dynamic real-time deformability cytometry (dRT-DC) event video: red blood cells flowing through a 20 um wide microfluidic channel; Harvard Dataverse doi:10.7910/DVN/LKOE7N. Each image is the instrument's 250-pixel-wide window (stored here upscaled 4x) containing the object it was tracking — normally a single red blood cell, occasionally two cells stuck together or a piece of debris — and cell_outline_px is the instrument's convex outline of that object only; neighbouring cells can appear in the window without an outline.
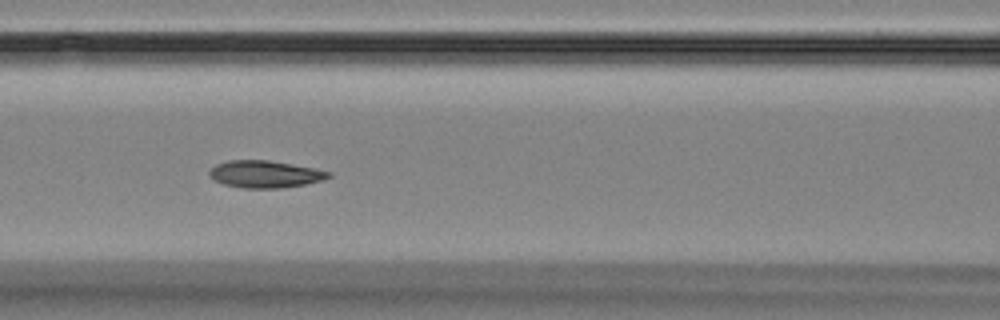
{"species": "Egyptian fruit bat (a non-hibernating species)", "species_latin": "Rousettus aegyptiacus", "temperature_condition": "room temperature", "stored_images_in_passage": 7, "camera_frame_rate_fps": 3000, "um_per_image_px": 0.085, "animal": {"sex": "female"}, "frame": {"image": 1, "passage_image": 6, "time_ms": 5.667, "image_size_px": [1000, 320], "cell_outline_px": [[332, 176], [324, 180], [304, 184], [280, 188], [244, 188], [224, 184], [216, 180], [208, 172], [216, 164], [228, 160], [268, 160], [316, 168], [332, 172]], "centroid_in_image_um": [22.58, 14.79], "position_along_channel_um": 144.0, "area_um2": 18.79}}
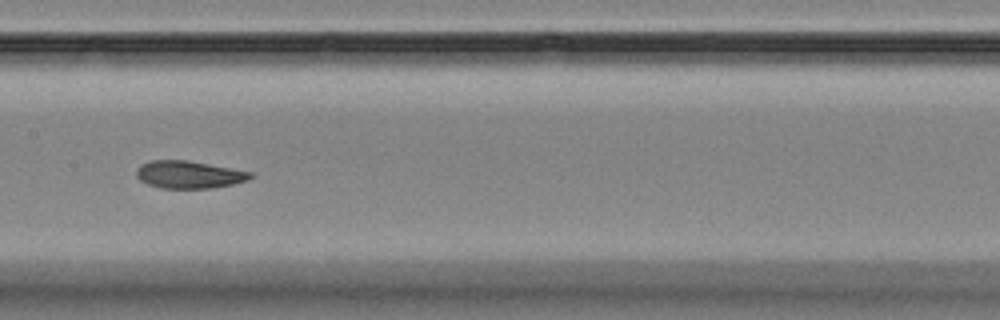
{"frame": {"image": 2, "passage_image": 7, "time_ms": 7.0, "image_size_px": [1000, 320], "cell_outline_px": [[252, 176], [248, 180], [232, 184], [212, 188], [160, 188], [148, 184], [140, 180], [136, 176], [136, 168], [140, 164], [152, 160], [188, 160], [252, 172]], "centroid_in_image_um": [16.02, 14.83], "position_along_channel_um": 191.4, "area_um2": 18.26}}